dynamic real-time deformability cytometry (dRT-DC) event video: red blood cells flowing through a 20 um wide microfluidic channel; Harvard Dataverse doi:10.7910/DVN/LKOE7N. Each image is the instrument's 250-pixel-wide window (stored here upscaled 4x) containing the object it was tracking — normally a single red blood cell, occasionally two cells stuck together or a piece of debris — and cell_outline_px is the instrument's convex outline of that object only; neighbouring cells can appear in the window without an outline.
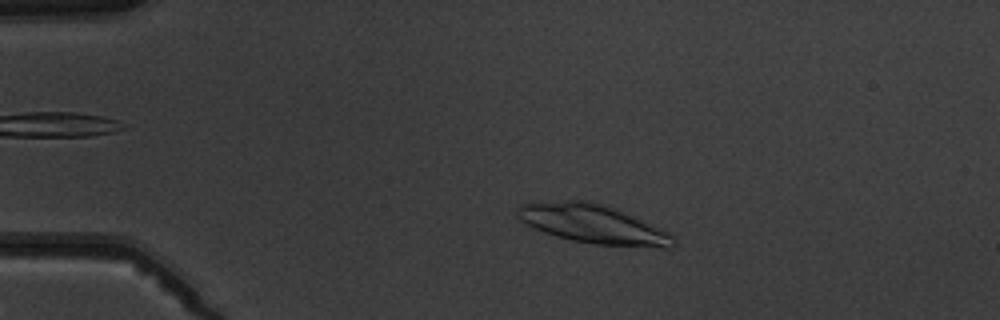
{"species": "common noctule bat (a hibernating species)", "species_latin": "Nyctalus noctula", "temperature_condition": "warm", "stored_images_in_passage": 5, "camera_frame_rate_fps": 3000, "um_per_image_px": 0.085, "animal": {"sex": "male", "body_mass_g": 19.5, "forearm_length_mm": 54.6}, "frame": {"image": 1, "passage_image": 3, "time_ms": 2.333, "image_size_px": [1000, 320], "cell_outline_px": [[676, 244], [672, 248], [664, 248], [596, 244], [572, 240], [556, 236], [544, 232], [516, 220], [516, 208], [520, 204], [568, 200], [588, 200], [616, 208], [668, 232], [676, 240]], "centroid_in_image_um": [50.38, 19.04], "position_along_channel_um": 34.6, "area_um2": 35.32}}
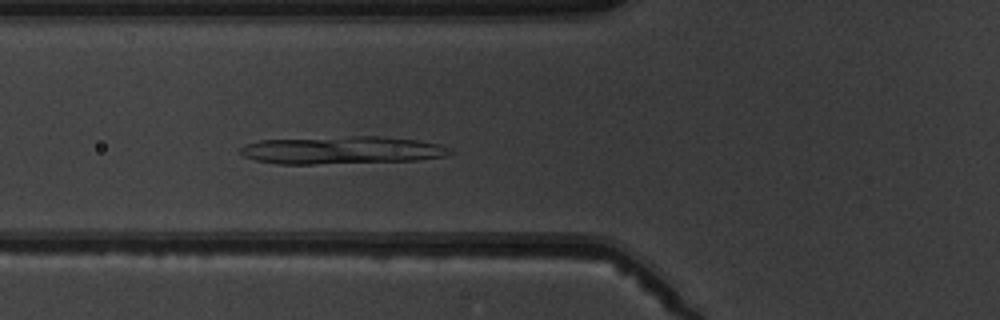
{"frame": {"image": 2, "passage_image": 5, "time_ms": 5.333, "image_size_px": [1000, 320], "cell_outline_px": [[456, 152], [444, 156], [416, 160], [316, 164], [280, 164], [256, 160], [244, 156], [240, 152], [240, 148], [244, 144], [260, 140], [348, 136], [380, 136], [416, 140], [440, 144], [452, 148]], "centroid_in_image_um": [29.08, 12.76], "position_along_channel_um": 96.7, "area_um2": 33.93}}